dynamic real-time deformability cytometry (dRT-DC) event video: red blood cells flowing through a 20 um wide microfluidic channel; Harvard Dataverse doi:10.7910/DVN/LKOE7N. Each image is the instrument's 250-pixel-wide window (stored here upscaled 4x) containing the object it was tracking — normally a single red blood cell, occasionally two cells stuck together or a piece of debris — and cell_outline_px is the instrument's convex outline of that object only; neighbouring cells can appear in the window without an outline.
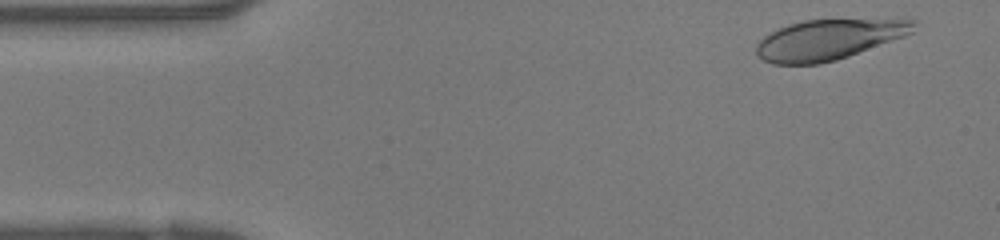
{"species": "human", "species_latin": "Homo sapiens", "temperature_condition": "warm", "stored_images_in_passage": 38, "camera_frame_rate_fps": 3000, "um_per_image_px": 0.085, "donor": {"sex": "female"}, "frame": {"image": 1, "passage_image": 2, "time_ms": 0.333, "image_size_px": [1000, 240], "cell_outline_px": [[916, 24], [912, 32], [904, 36], [848, 56], [836, 60], [820, 64], [772, 64], [756, 56], [756, 44], [764, 36], [788, 24], [800, 20], [908, 16], [916, 20]], "centroid_in_image_um": [70.54, 3.3], "position_along_channel_um": 14.5, "area_um2": 38.21}}
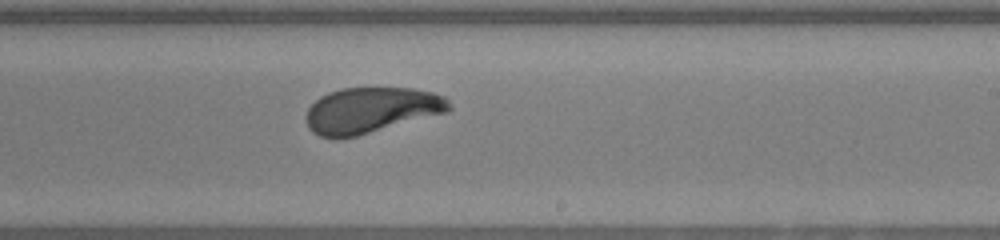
{"frame": {"image": 2, "passage_image": 22, "time_ms": 7.0, "image_size_px": [1000, 240], "cell_outline_px": [[452, 108], [448, 112], [356, 136], [336, 140], [320, 136], [312, 132], [308, 128], [304, 120], [308, 108], [320, 96], [328, 92], [344, 88], [412, 88], [432, 92], [444, 96], [448, 100]], "centroid_in_image_um": [31.51, 9.38], "position_along_channel_um": 257.5, "area_um2": 38.38}}
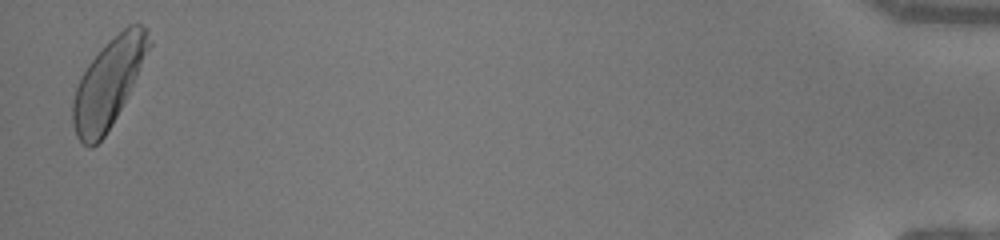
{"frame": {"image": 3, "passage_image": 38, "time_ms": 12.333, "image_size_px": [1000, 240], "cell_outline_px": [[152, 44], [112, 124], [104, 136], [92, 148], [88, 148], [76, 136], [72, 124], [72, 100], [80, 76], [88, 64], [128, 24], [140, 24], [148, 28]], "centroid_in_image_um": [9.19, 7.09], "position_along_channel_um": 426.0, "area_um2": 37.97}}